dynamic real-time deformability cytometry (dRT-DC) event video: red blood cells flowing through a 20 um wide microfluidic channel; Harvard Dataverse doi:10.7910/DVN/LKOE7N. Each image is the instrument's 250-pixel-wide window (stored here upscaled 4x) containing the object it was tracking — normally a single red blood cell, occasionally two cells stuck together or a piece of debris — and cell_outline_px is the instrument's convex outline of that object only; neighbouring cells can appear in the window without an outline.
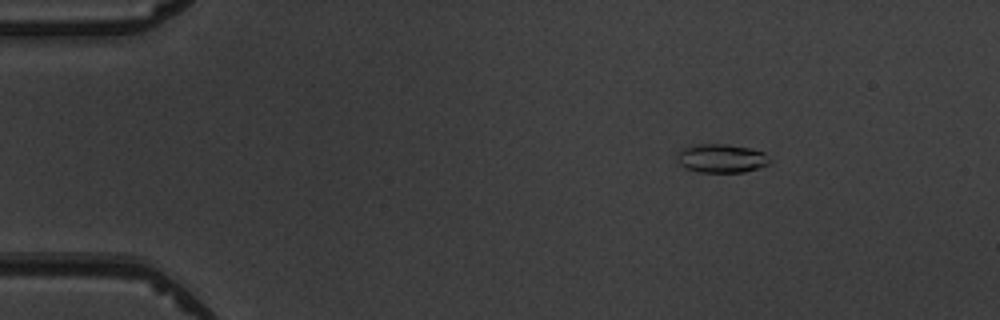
{"species": "common noctule bat (a hibernating species)", "species_latin": "Nyctalus noctula", "temperature_condition": "warm", "stored_images_in_passage": 7, "camera_frame_rate_fps": 3000, "um_per_image_px": 0.085, "animal": {"sex": "male", "body_mass_g": 19.5, "forearm_length_mm": 54.6}, "frame": {"image": 1, "passage_image": 3, "time_ms": 2.333, "image_size_px": [1000, 320], "cell_outline_px": [[772, 160], [768, 164], [744, 172], [700, 172], [688, 168], [680, 164], [676, 156], [676, 152], [684, 148], [700, 144], [724, 144], [748, 148], [764, 152]], "centroid_in_image_um": [61.33, 13.46], "position_along_channel_um": 23.7, "area_um2": 15.26}}
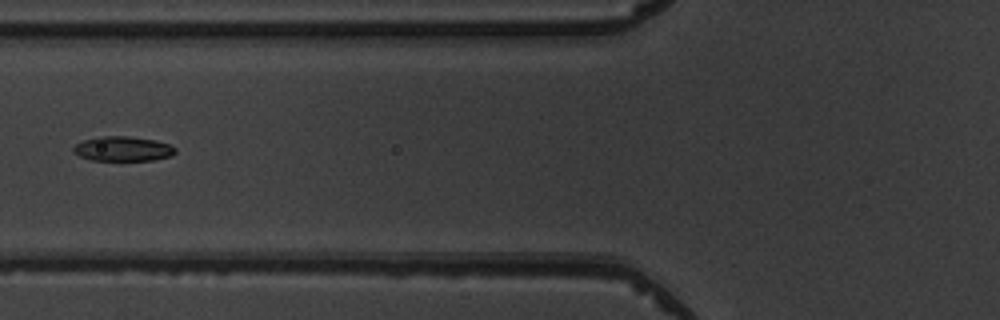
{"frame": {"image": 2, "passage_image": 6, "time_ms": 6.667, "image_size_px": [1000, 320], "cell_outline_px": [[176, 152], [172, 156], [152, 160], [92, 160], [80, 156], [72, 152], [72, 148], [76, 144], [84, 140], [100, 136], [128, 136], [156, 140], [168, 144], [176, 148]], "centroid_in_image_um": [10.45, 12.64], "position_along_channel_um": 115.4, "area_um2": 14.68}}
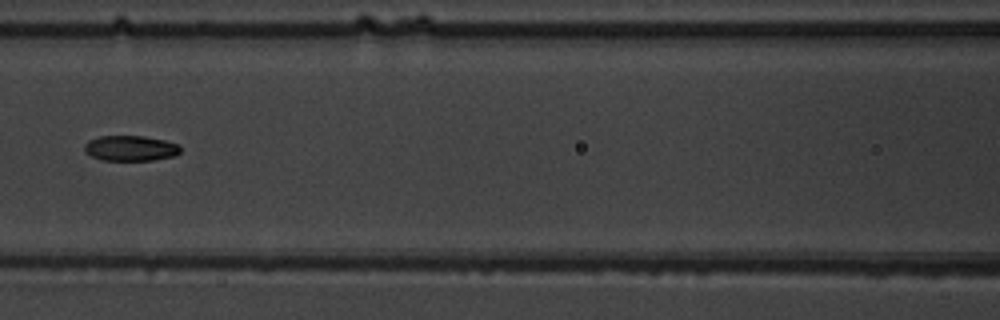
{"frame": {"image": 3, "passage_image": 7, "time_ms": 7.667, "image_size_px": [1000, 320], "cell_outline_px": [[180, 152], [172, 156], [152, 160], [100, 160], [84, 152], [84, 144], [88, 140], [100, 136], [144, 136], [164, 140], [176, 144], [180, 148]], "centroid_in_image_um": [11.03, 12.6], "position_along_channel_um": 155.6, "area_um2": 14.1}}